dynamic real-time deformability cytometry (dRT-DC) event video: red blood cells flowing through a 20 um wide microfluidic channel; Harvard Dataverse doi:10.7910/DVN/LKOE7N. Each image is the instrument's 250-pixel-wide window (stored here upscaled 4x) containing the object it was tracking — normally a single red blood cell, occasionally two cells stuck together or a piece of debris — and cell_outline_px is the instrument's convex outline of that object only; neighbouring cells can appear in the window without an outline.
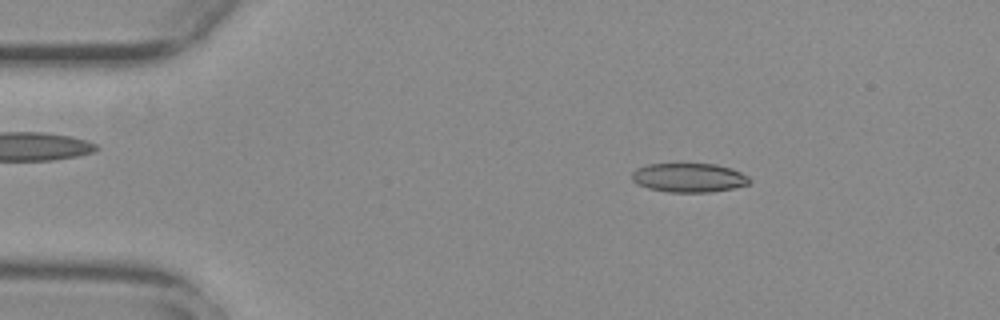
{"species": "common noctule bat (a hibernating species)", "species_latin": "Nyctalus noctula", "temperature_condition": "warm", "stored_images_in_passage": 49, "camera_frame_rate_fps": 3000, "um_per_image_px": 0.085, "animal": {"sex": "female", "body_mass_g": 29.2, "forearm_length_mm": 56.3}, "frame": {"image": 1, "passage_image": 4, "time_ms": 1.0, "image_size_px": [1000, 320], "cell_outline_px": [[752, 180], [748, 184], [732, 188], [708, 192], [668, 192], [648, 188], [636, 184], [632, 180], [632, 172], [636, 168], [648, 164], [716, 164], [732, 168], [748, 176]], "centroid_in_image_um": [58.54, 15.1], "position_along_channel_um": 26.5, "area_um2": 19.94}}
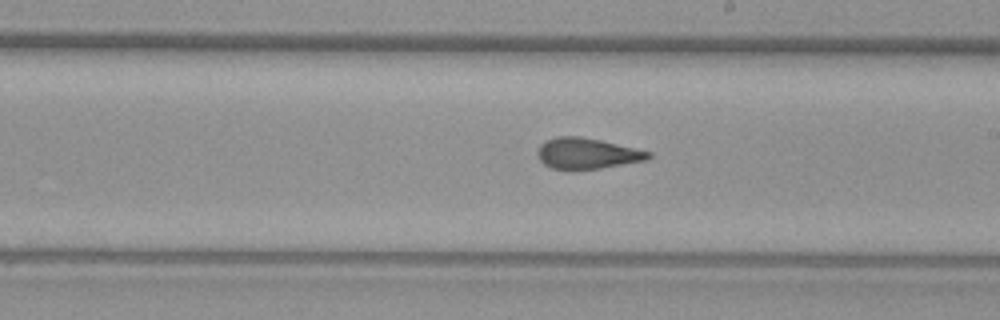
{"frame": {"image": 2, "passage_image": 26, "time_ms": 8.333, "image_size_px": [1000, 320], "cell_outline_px": [[652, 156], [648, 160], [600, 168], [572, 172], [552, 168], [544, 164], [540, 160], [536, 152], [540, 144], [544, 140], [556, 136], [580, 136], [600, 140], [652, 152]], "centroid_in_image_um": [49.86, 13.06], "position_along_channel_um": 239.1, "area_um2": 20.46}}
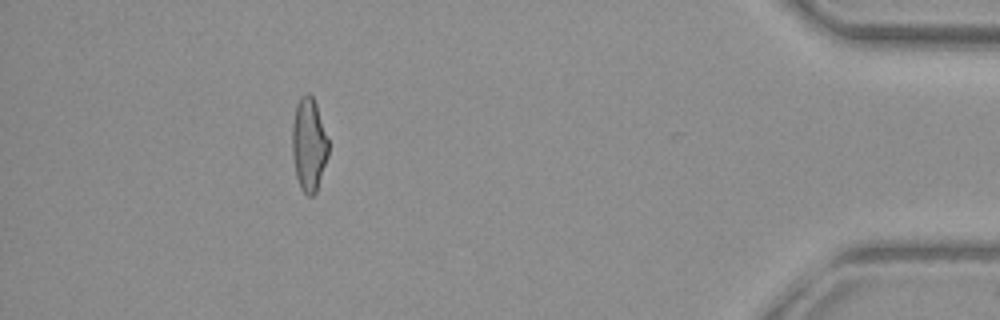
{"frame": {"image": 3, "passage_image": 44, "time_ms": 14.333, "image_size_px": [1000, 320], "cell_outline_px": [[328, 156], [316, 192], [312, 196], [308, 196], [300, 188], [296, 176], [292, 156], [292, 124], [296, 104], [300, 96], [308, 92], [312, 96], [316, 104], [328, 140]], "centroid_in_image_um": [26.23, 12.29], "position_along_channel_um": 409.0, "area_um2": 19.71}, "authors_computed_cell_mechanics": {"area_um2": 20.2878, "velocity_mm_per_s": 3.805, "shape_relaxation_time_tau1_ms": null, "shape_relaxation_time_tau2_ms": 1.7653, "deformation_change_tau1": null, "deformation_change_tau2": 0.1039}}